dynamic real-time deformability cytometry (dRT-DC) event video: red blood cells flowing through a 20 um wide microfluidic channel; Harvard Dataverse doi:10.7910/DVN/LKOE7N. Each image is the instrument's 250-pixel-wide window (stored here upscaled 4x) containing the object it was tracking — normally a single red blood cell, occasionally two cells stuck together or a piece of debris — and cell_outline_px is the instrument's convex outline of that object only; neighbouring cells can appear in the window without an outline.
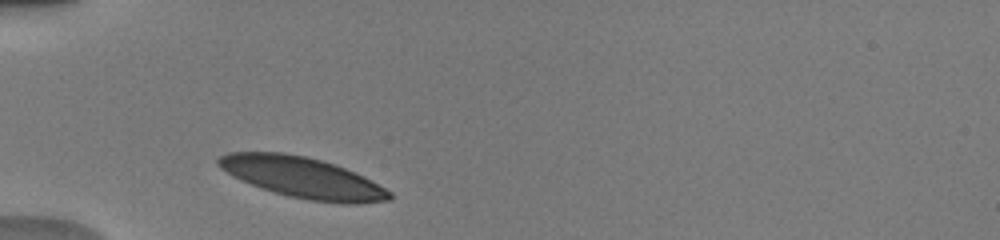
{"species": "human", "species_latin": "Homo sapiens", "temperature_condition": "warm", "stored_images_in_passage": 31, "camera_frame_rate_fps": 3000, "um_per_image_px": 0.085, "donor": {"sex": "male"}, "frame": {"image": 1, "passage_image": 2, "time_ms": 0.333, "image_size_px": [1000, 240], "cell_outline_px": [[392, 200], [356, 204], [348, 204], [312, 200], [292, 196], [276, 192], [252, 184], [220, 168], [216, 164], [216, 160], [220, 156], [228, 152], [284, 152], [304, 156], [320, 160], [344, 168], [364, 176], [392, 192]], "centroid_in_image_um": [25.76, 15.08], "position_along_channel_um": 59.2, "area_um2": 40.0}}
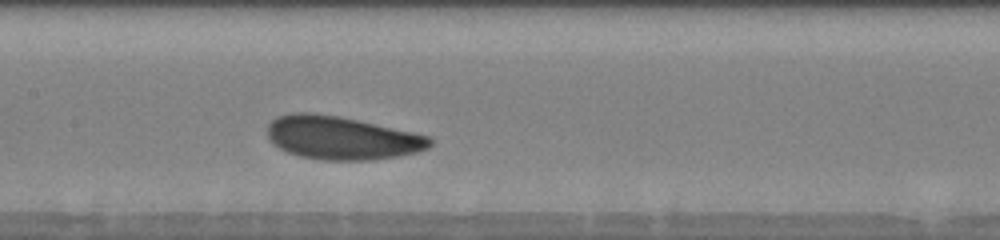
{"frame": {"image": 2, "passage_image": 12, "time_ms": 3.667, "image_size_px": [1000, 240], "cell_outline_px": [[432, 144], [428, 148], [416, 152], [396, 156], [372, 160], [324, 160], [300, 156], [288, 152], [272, 144], [268, 136], [268, 124], [276, 116], [296, 112], [312, 112], [336, 116], [356, 120], [412, 132], [428, 136], [432, 140]], "centroid_in_image_um": [29.0, 11.72], "position_along_channel_um": 178.4, "area_um2": 40.63}}
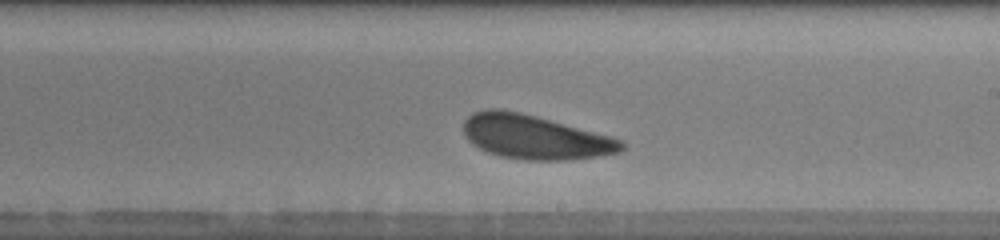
{"frame": {"image": 3, "passage_image": 17, "time_ms": 5.333, "image_size_px": [1000, 240], "cell_outline_px": [[624, 148], [620, 152], [596, 156], [564, 160], [524, 160], [500, 156], [488, 152], [472, 144], [464, 136], [464, 120], [472, 112], [488, 108], [504, 108], [536, 116], [612, 136], [620, 140], [624, 144]], "centroid_in_image_um": [45.42, 11.63], "position_along_channel_um": 243.6, "area_um2": 40.69}, "authors_computed_cell_mechanics": {"area_um2": 40.9224, "velocity_mm_per_s": 3.9291, "shape_relaxation_time_tau1_ms": 1.1386, "shape_relaxation_time_tau2_ms": 5.6463, "deformation_change_tau1": 0.0662, "deformation_change_tau2": 0.1678}}